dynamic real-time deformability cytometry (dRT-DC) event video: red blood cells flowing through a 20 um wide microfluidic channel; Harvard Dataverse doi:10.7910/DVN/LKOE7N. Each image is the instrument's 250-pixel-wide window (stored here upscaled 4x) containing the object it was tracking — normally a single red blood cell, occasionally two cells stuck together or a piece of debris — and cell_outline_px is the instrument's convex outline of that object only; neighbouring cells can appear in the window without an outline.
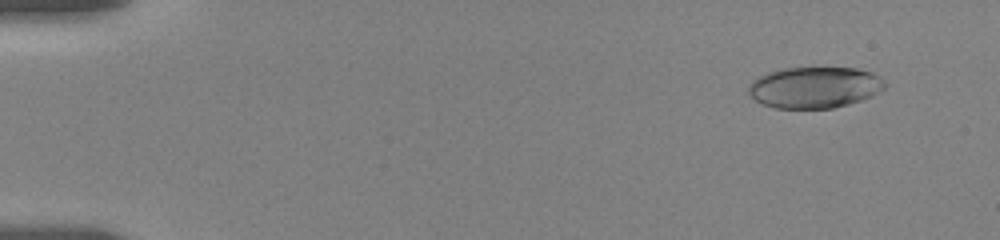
{"species": "human", "species_latin": "Homo sapiens", "temperature_condition": "room temperature", "stored_images_in_passage": 15, "camera_frame_rate_fps": 3000, "um_per_image_px": 0.085, "donor": {"sex": "female"}, "frame": {"image": 1, "passage_image": 3, "time_ms": 1.0, "image_size_px": [1000, 240], "cell_outline_px": [[884, 88], [872, 96], [848, 104], [832, 108], [776, 108], [764, 104], [756, 100], [748, 92], [748, 84], [752, 80], [760, 76], [784, 68], [856, 68], [872, 72], [884, 80]], "centroid_in_image_um": [69.24, 7.43], "position_along_channel_um": 15.8, "area_um2": 32.48}}
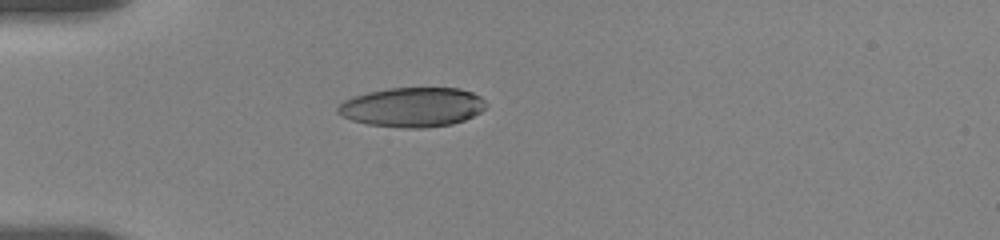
{"frame": {"image": 2, "passage_image": 14, "time_ms": 5.0, "image_size_px": [1000, 240], "cell_outline_px": [[488, 104], [480, 112], [464, 120], [452, 124], [424, 128], [400, 128], [368, 124], [352, 120], [336, 112], [336, 108], [344, 100], [368, 92], [388, 88], [460, 88], [472, 92], [480, 96]], "centroid_in_image_um": [35.07, 9.11], "position_along_channel_um": 49.9, "area_um2": 34.1}}